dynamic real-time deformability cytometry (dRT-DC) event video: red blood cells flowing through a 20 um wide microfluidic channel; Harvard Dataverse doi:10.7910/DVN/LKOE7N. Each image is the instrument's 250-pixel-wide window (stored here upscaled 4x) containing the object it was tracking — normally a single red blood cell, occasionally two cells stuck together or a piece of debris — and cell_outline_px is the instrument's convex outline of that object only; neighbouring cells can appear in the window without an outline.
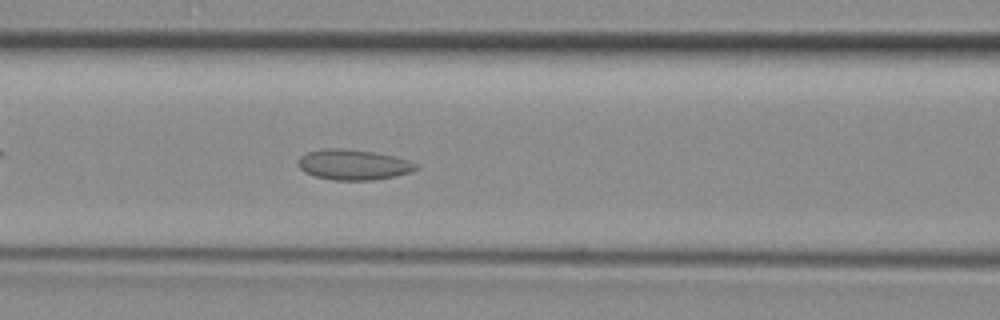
{"species": "common noctule bat (a hibernating species)", "species_latin": "Nyctalus noctula", "temperature_condition": "room temperature", "stored_images_in_passage": 40, "camera_frame_rate_fps": 3000, "um_per_image_px": 0.085, "animal": {"sex": "female", "body_mass_g": 29.2, "forearm_length_mm": 56.3}, "frame": {"image": 1, "passage_image": 10, "time_ms": 3.0, "image_size_px": [1000, 320], "cell_outline_px": [[420, 168], [408, 172], [392, 176], [372, 180], [332, 180], [316, 176], [304, 172], [296, 164], [296, 160], [300, 156], [308, 152], [328, 148], [348, 148], [376, 152], [408, 160], [420, 164]], "centroid_in_image_um": [30.01, 13.98], "position_along_channel_um": 136.6, "area_um2": 20.98}}
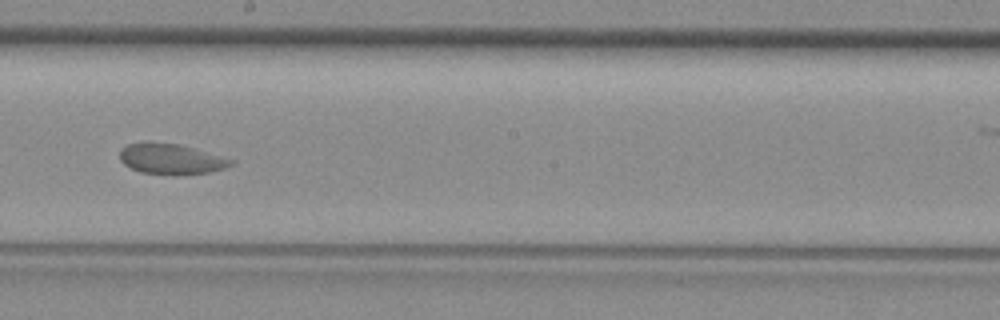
{"frame": {"image": 2, "passage_image": 17, "time_ms": 5.333, "image_size_px": [1000, 320], "cell_outline_px": [[236, 164], [224, 168], [208, 172], [176, 176], [172, 176], [140, 172], [124, 164], [120, 160], [120, 148], [128, 144], [144, 140], [148, 140], [180, 144], [236, 160]], "centroid_in_image_um": [14.53, 13.5], "position_along_channel_um": 233.7, "area_um2": 20.46}}
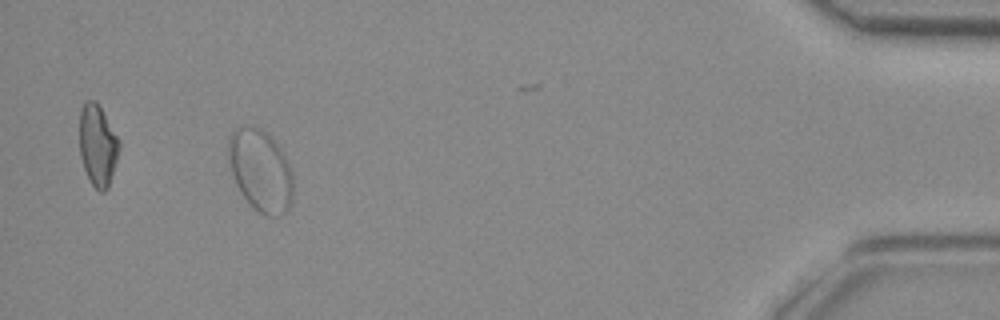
{"frame": {"image": 3, "passage_image": 35, "time_ms": 11.333, "image_size_px": [1000, 320], "cell_outline_px": [[292, 204], [280, 216], [264, 216], [252, 208], [240, 192], [236, 184], [232, 172], [228, 156], [228, 140], [232, 132], [236, 128], [252, 124], [264, 132], [280, 148], [288, 164], [292, 176]], "centroid_in_image_um": [22.13, 14.53], "position_along_channel_um": 413.1, "area_um2": 30.75}}